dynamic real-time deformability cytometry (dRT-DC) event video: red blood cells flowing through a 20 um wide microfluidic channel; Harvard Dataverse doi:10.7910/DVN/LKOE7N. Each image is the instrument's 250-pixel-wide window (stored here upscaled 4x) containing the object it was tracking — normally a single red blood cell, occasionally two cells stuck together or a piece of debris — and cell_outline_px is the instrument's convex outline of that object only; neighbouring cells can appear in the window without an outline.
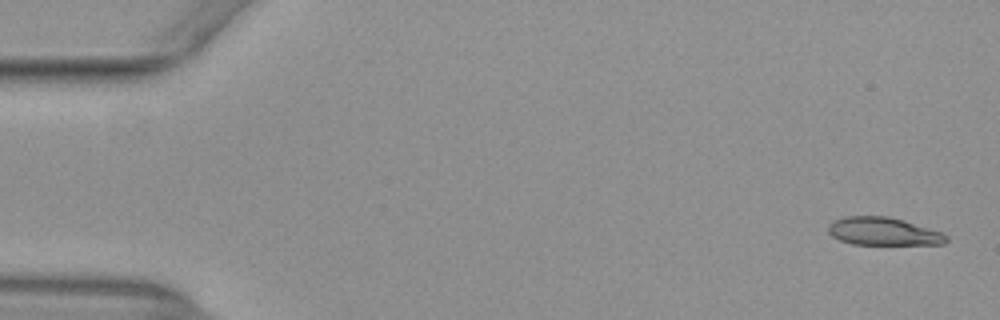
{"species": "common noctule bat (a hibernating species)", "species_latin": "Nyctalus noctula", "temperature_condition": "warm", "stored_images_in_passage": 53, "camera_frame_rate_fps": 3000, "um_per_image_px": 0.085, "animal": {"sex": "female", "body_mass_g": 29.2, "forearm_length_mm": 56.3}, "frame": {"image": 1, "passage_image": 2, "time_ms": 0.333, "image_size_px": [1000, 320], "cell_outline_px": [[948, 240], [944, 244], [852, 244], [840, 240], [832, 236], [828, 232], [828, 224], [832, 220], [844, 216], [888, 216], [904, 220], [940, 232], [948, 236]], "centroid_in_image_um": [75.04, 19.66], "position_along_channel_um": 10.0, "area_um2": 19.19}}
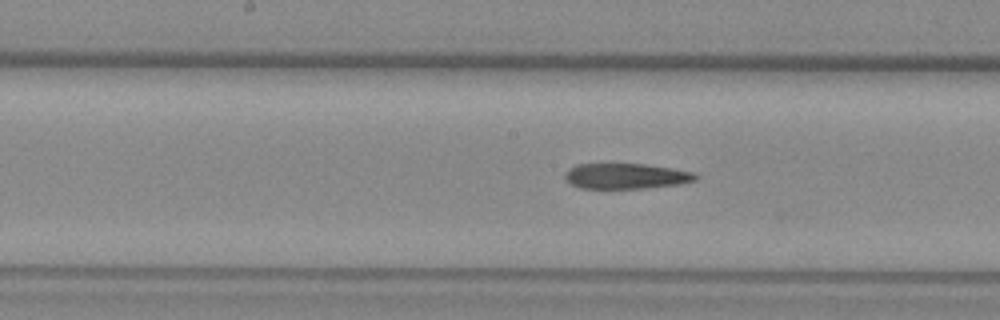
{"frame": {"image": 2, "passage_image": 27, "time_ms": 8.667, "image_size_px": [1000, 320], "cell_outline_px": [[700, 176], [696, 180], [680, 184], [644, 188], [580, 188], [564, 180], [564, 172], [568, 168], [576, 164], [644, 164], [672, 168], [692, 172]], "centroid_in_image_um": [53.18, 14.96], "position_along_channel_um": 195.0, "area_um2": 19.48}}
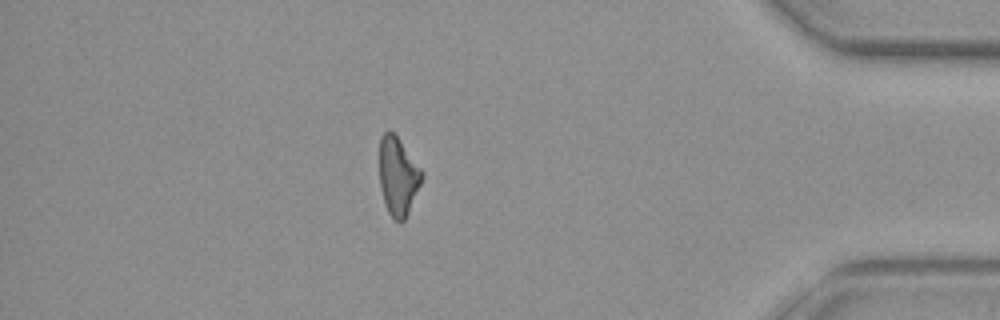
{"frame": {"image": 3, "passage_image": 46, "time_ms": 15.0, "image_size_px": [1000, 320], "cell_outline_px": [[424, 176], [408, 212], [404, 220], [400, 224], [388, 212], [384, 204], [380, 188], [380, 136], [388, 128], [396, 136], [424, 172]], "centroid_in_image_um": [33.82, 14.98], "position_along_channel_um": 401.4, "area_um2": 19.25}, "authors_computed_cell_mechanics": {"area_um2": 20.519, "velocity_mm_per_s": 3.9353, "shape_relaxation_time_tau1_ms": null, "shape_relaxation_time_tau2_ms": 9.7367, "deformation_change_tau1": null, "deformation_change_tau2": 0.2472}}